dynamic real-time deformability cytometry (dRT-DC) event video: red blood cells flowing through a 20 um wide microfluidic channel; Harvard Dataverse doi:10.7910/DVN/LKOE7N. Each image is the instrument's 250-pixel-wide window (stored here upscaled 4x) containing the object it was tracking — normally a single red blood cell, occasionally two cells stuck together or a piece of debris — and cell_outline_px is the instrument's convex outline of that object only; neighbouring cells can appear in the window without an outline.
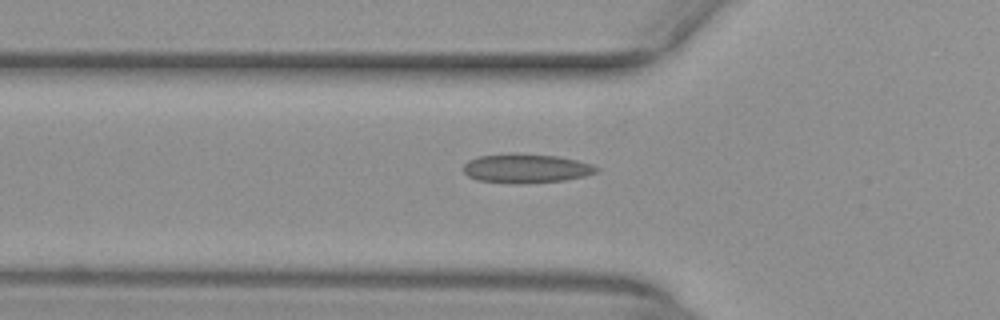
{"species": "common noctule bat (a hibernating species)", "species_latin": "Nyctalus noctula", "temperature_condition": "warm", "stored_images_in_passage": 38, "camera_frame_rate_fps": 3000, "um_per_image_px": 0.085, "animal": {"sex": "female", "body_mass_g": 29.2, "forearm_length_mm": 56.3}, "frame": {"image": 1, "passage_image": 8, "time_ms": 2.333, "image_size_px": [1000, 320], "cell_outline_px": [[600, 168], [596, 172], [584, 176], [564, 180], [524, 184], [512, 184], [476, 180], [468, 176], [464, 172], [464, 164], [468, 160], [480, 156], [512, 152], [516, 152], [556, 156], [576, 160], [592, 164]], "centroid_in_image_um": [44.69, 14.31], "position_along_channel_um": 81.1, "area_um2": 22.89}}
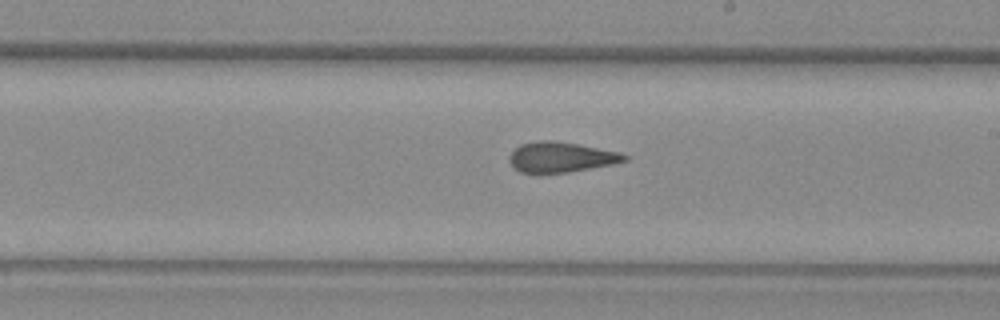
{"frame": {"image": 2, "passage_image": 20, "time_ms": 6.333, "image_size_px": [1000, 320], "cell_outline_px": [[628, 160], [612, 164], [568, 172], [520, 172], [508, 160], [508, 156], [520, 144], [540, 140], [552, 140], [576, 144], [620, 152], [628, 156]], "centroid_in_image_um": [47.68, 13.34], "position_along_channel_um": 241.3, "area_um2": 19.94}}
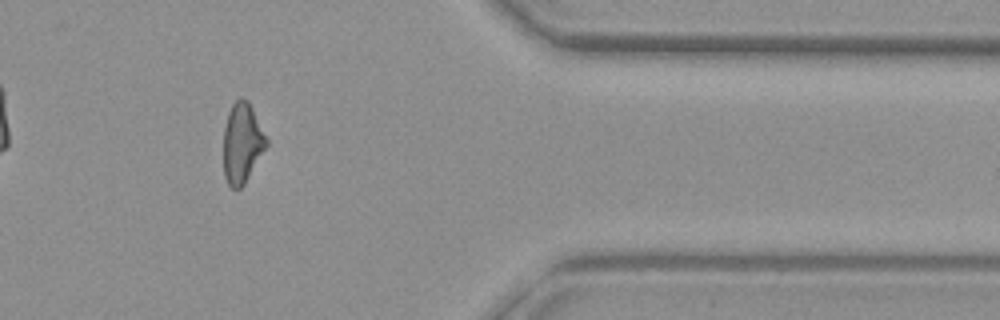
{"frame": {"image": 3, "passage_image": 33, "time_ms": 10.667, "image_size_px": [1000, 320], "cell_outline_px": [[268, 144], [244, 184], [240, 188], [232, 188], [228, 184], [224, 176], [224, 128], [228, 112], [232, 104], [240, 96], [248, 100], [268, 140]], "centroid_in_image_um": [20.57, 12.14], "position_along_channel_um": 390.8, "area_um2": 19.88}, "authors_computed_cell_mechanics": {"area_um2": 20.6924, "velocity_mm_per_s": 3.9938, "shape_relaxation_time_tau1_ms": null, "shape_relaxation_time_tau2_ms": 2.1477, "deformation_change_tau1": null, "deformation_change_tau2": 0.1022}}